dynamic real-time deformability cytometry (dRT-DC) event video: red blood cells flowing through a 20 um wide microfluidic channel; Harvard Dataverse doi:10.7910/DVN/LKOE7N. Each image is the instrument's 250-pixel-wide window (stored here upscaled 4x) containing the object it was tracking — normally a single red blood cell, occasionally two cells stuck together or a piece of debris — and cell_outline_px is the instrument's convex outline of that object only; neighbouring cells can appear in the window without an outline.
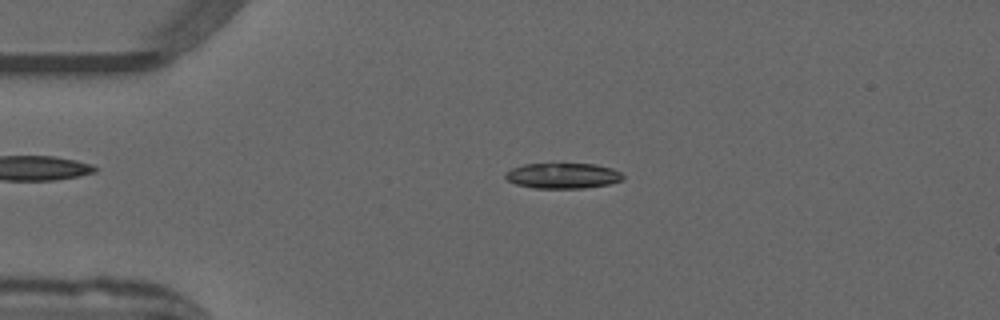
{"species": "common noctule bat (a hibernating species)", "species_latin": "Nyctalus noctula", "temperature_condition": "warm", "stored_images_in_passage": 51, "camera_frame_rate_fps": 3000, "um_per_image_px": 0.085, "animal": {"sex": "male", "forearm_length_mm": 52.5}, "frame": {"image": 1, "passage_image": 11, "time_ms": 3.333, "image_size_px": [1000, 320], "cell_outline_px": [[624, 180], [608, 184], [584, 188], [536, 188], [516, 184], [508, 180], [504, 176], [504, 172], [512, 168], [524, 164], [596, 164], [612, 168], [620, 172], [624, 176]], "centroid_in_image_um": [47.85, 14.93], "position_along_channel_um": 37.2, "area_um2": 17.46}}
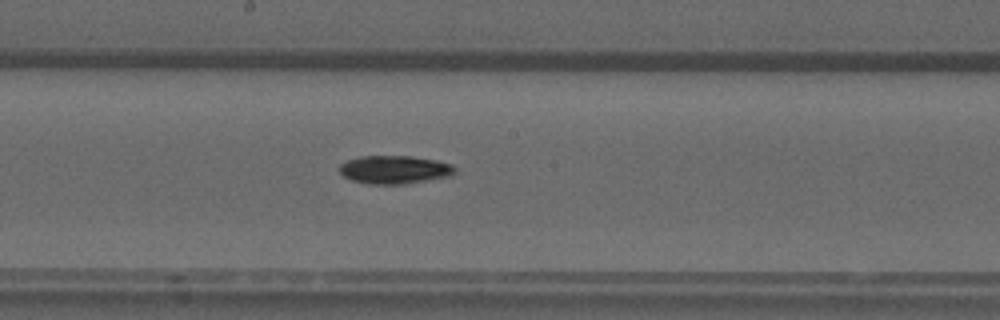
{"frame": {"image": 2, "passage_image": 27, "time_ms": 8.667, "image_size_px": [1000, 320], "cell_outline_px": [[456, 172], [452, 176], [404, 184], [368, 184], [352, 180], [344, 176], [340, 172], [340, 164], [348, 160], [360, 156], [412, 156], [436, 160], [452, 164], [456, 168]], "centroid_in_image_um": [33.57, 14.42], "position_along_channel_um": 214.6, "area_um2": 19.07}}
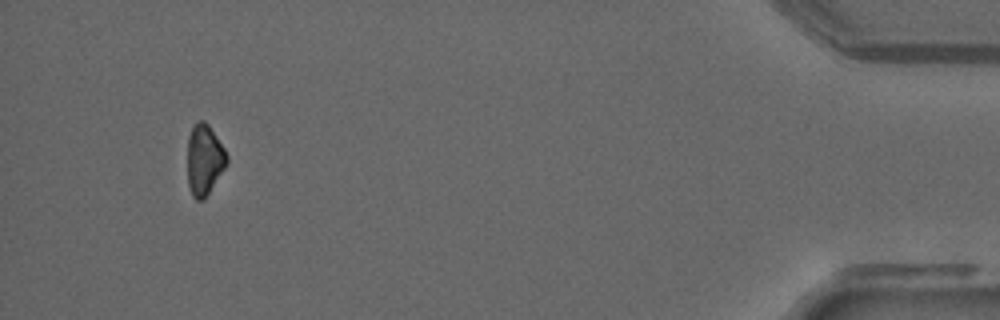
{"frame": {"image": 3, "passage_image": 48, "time_ms": 15.667, "image_size_px": [1000, 320], "cell_outline_px": [[228, 160], [224, 168], [204, 200], [196, 200], [192, 196], [188, 184], [188, 136], [196, 120], [204, 120], [208, 124], [224, 148], [228, 156]], "centroid_in_image_um": [17.36, 13.57], "position_along_channel_um": 417.8, "area_um2": 16.13}, "authors_computed_cell_mechanics": {"area_um2": 18.0336, "velocity_mm_per_s": 3.9721, "shape_relaxation_time_tau1_ms": 9.4939, "shape_relaxation_time_tau2_ms": null, "deformation_change_tau1": 0.2266, "deformation_change_tau2": null}}